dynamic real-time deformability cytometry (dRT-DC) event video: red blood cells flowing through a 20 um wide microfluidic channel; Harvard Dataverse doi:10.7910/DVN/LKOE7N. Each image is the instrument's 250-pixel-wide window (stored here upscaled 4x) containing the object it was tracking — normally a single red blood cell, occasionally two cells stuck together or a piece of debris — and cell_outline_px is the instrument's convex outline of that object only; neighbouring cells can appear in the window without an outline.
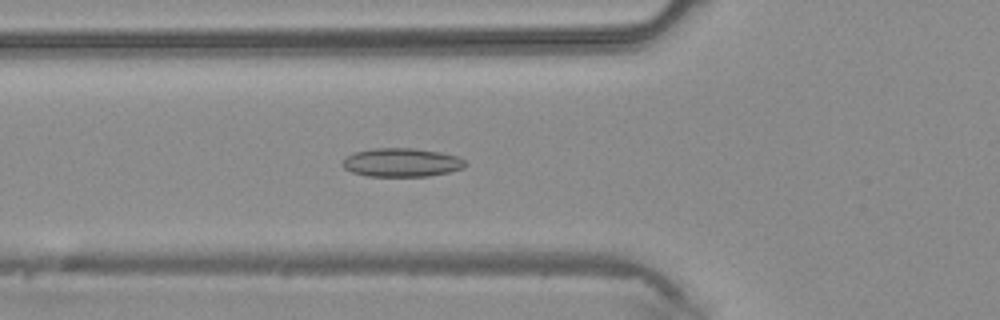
{"species": "common noctule bat (a hibernating species)", "species_latin": "Nyctalus noctula", "temperature_condition": "warm", "stored_images_in_passage": 33, "camera_frame_rate_fps": 3000, "um_per_image_px": 0.085, "animal": {"sex": "male", "body_mass_g": 20.4}, "frame": {"image": 1, "passage_image": 6, "time_ms": 1.667, "image_size_px": [1000, 320], "cell_outline_px": [[468, 164], [464, 168], [448, 172], [428, 176], [368, 176], [352, 172], [344, 168], [340, 164], [348, 156], [356, 152], [376, 148], [416, 148], [440, 152], [456, 156], [464, 160]], "centroid_in_image_um": [34.16, 13.81], "position_along_channel_um": 91.6, "area_um2": 20.4}}
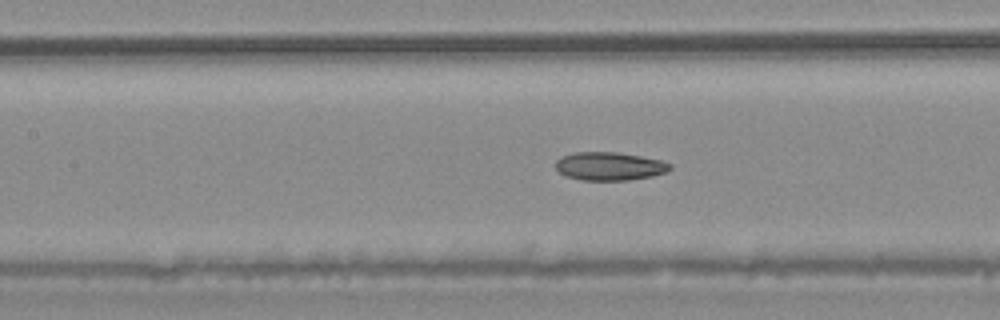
{"frame": {"image": 2, "passage_image": 10, "time_ms": 3.0, "image_size_px": [1000, 320], "cell_outline_px": [[672, 168], [668, 172], [652, 176], [628, 180], [580, 180], [568, 176], [560, 172], [556, 168], [556, 160], [560, 156], [576, 152], [616, 152], [640, 156], [660, 160], [672, 164]], "centroid_in_image_um": [51.82, 14.12], "position_along_channel_um": 155.6, "area_um2": 18.84}}
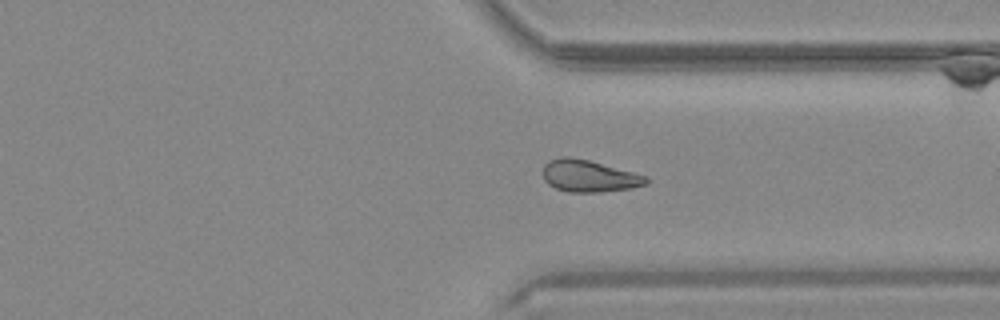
{"frame": {"image": 3, "passage_image": 23, "time_ms": 7.333, "image_size_px": [1000, 320], "cell_outline_px": [[648, 184], [632, 188], [600, 192], [568, 192], [556, 188], [548, 184], [544, 180], [544, 164], [548, 160], [560, 156], [568, 156], [588, 160], [648, 176]], "centroid_in_image_um": [50.06, 14.96], "position_along_channel_um": 361.3, "area_um2": 19.25}}